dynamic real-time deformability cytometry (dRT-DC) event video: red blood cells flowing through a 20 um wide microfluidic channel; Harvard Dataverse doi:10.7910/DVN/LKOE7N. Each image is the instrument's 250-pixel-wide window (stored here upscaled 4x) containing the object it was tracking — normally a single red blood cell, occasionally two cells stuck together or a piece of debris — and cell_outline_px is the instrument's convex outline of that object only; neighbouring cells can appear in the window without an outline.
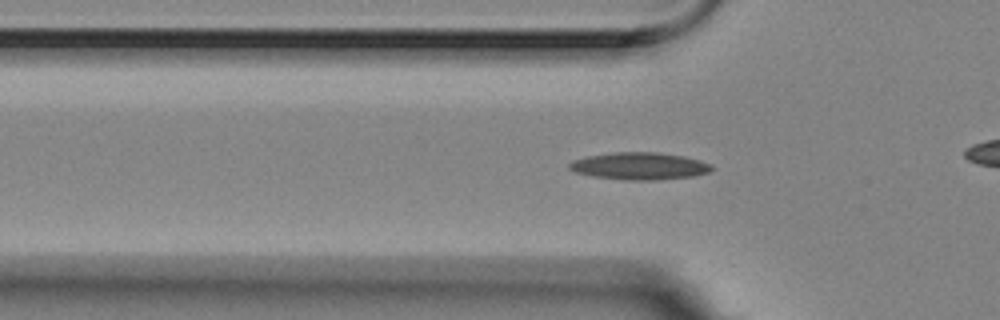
{"species": "Egyptian fruit bat (a non-hibernating species)", "species_latin": "Rousettus aegyptiacus", "temperature_condition": "room temperature", "stored_images_in_passage": 39, "camera_frame_rate_fps": 3000, "um_per_image_px": 0.085, "animal": {"sex": "female"}, "frame": {"image": 1, "passage_image": 11, "time_ms": 3.333, "image_size_px": [1000, 320], "cell_outline_px": [[712, 168], [708, 172], [692, 176], [656, 180], [624, 180], [592, 176], [576, 172], [568, 168], [568, 164], [572, 160], [588, 156], [612, 152], [656, 152], [684, 156], [700, 160], [712, 164]], "centroid_in_image_um": [54.33, 14.11], "position_along_channel_um": 71.5, "area_um2": 22.6}}
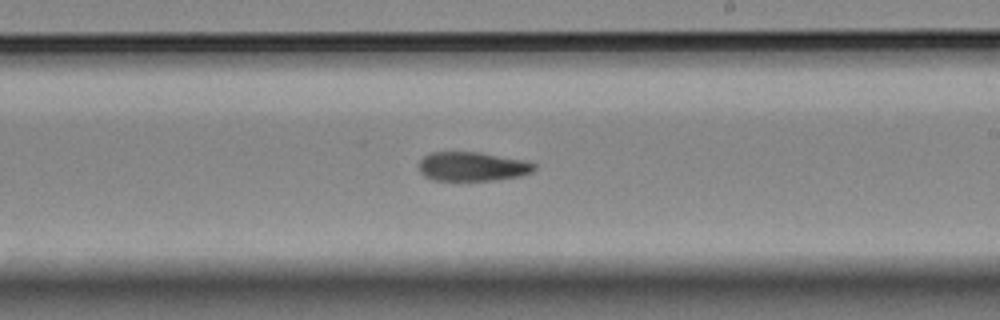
{"frame": {"image": 2, "passage_image": 26, "time_ms": 8.333, "image_size_px": [1000, 320], "cell_outline_px": [[536, 168], [532, 172], [520, 176], [492, 180], [432, 180], [424, 176], [420, 172], [420, 160], [424, 156], [432, 152], [480, 152], [524, 160], [536, 164]], "centroid_in_image_um": [40.16, 14.15], "position_along_channel_um": 248.8, "area_um2": 19.54}}
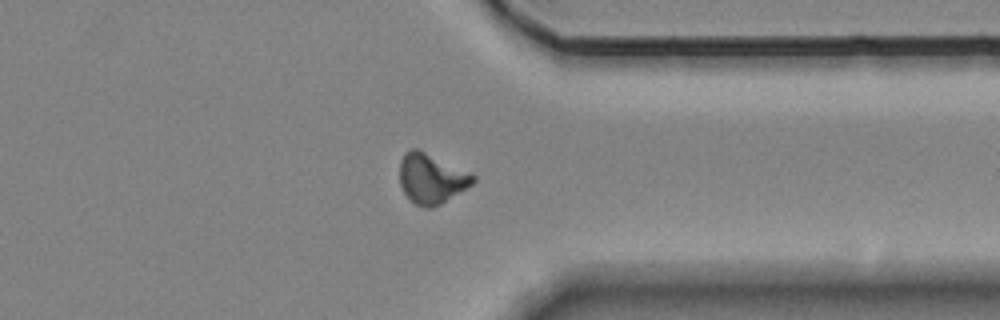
{"frame": {"image": 3, "passage_image": 37, "time_ms": 12.0, "image_size_px": [1000, 320], "cell_outline_px": [[476, 180], [472, 184], [440, 204], [432, 208], [424, 208], [416, 204], [404, 192], [400, 184], [400, 160], [404, 152], [412, 148], [416, 148], [472, 172], [476, 176]], "centroid_in_image_um": [36.68, 15.15], "position_along_channel_um": 374.7, "area_um2": 21.33}}